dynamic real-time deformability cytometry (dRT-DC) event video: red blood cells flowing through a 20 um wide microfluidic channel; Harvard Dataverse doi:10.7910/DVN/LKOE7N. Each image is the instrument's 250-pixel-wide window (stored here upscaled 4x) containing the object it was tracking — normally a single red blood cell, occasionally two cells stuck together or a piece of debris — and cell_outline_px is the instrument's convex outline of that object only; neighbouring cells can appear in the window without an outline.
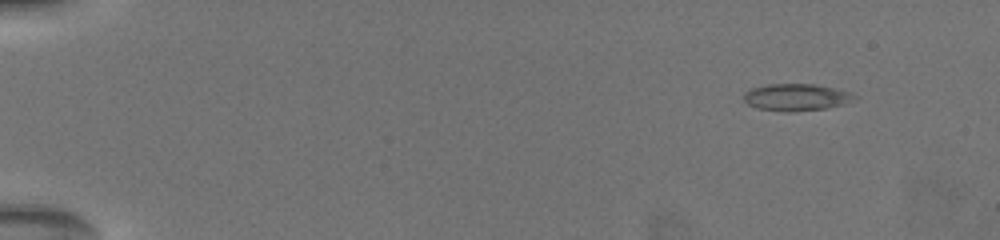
{"species": "common noctule bat (a hibernating species)", "species_latin": "Nyctalus noctula", "temperature_condition": "warm", "stored_images_in_passage": 3, "camera_frame_rate_fps": 3000, "um_per_image_px": 0.085, "animal": {"sex": "female", "body_mass_g": 19.5, "forearm_length_mm": 54.1}, "frame": {"image": 1, "passage_image": 1, "time_ms": 0.0, "image_size_px": [1000, 240], "cell_outline_px": [[860, 96], [844, 104], [824, 108], [784, 112], [756, 108], [748, 104], [744, 100], [744, 92], [752, 88], [768, 84], [812, 84], [852, 92]], "centroid_in_image_um": [67.68, 8.26], "position_along_channel_um": 17.3, "area_um2": 17.28}}